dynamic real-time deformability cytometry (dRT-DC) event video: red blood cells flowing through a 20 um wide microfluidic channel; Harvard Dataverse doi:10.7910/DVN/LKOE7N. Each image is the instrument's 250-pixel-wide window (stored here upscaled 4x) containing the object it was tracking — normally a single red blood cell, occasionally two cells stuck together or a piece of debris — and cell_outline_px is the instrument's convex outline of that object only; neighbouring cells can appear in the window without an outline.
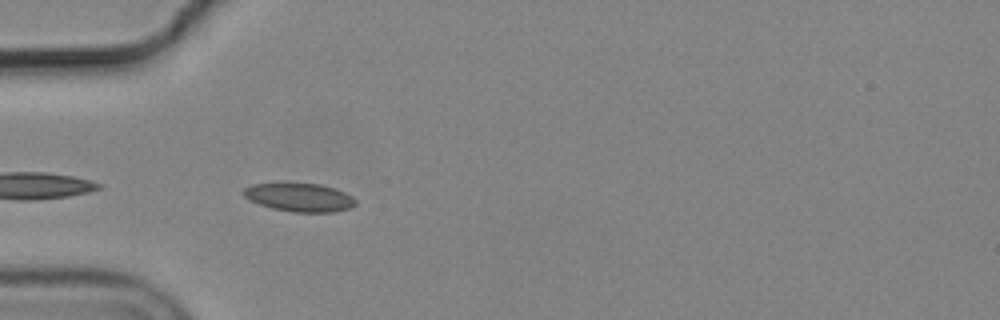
{"species": "common noctule bat (a hibernating species)", "species_latin": "Nyctalus noctula", "temperature_condition": "cold", "stored_images_in_passage": 36, "camera_frame_rate_fps": 3000, "um_per_image_px": 0.085, "animal": {"sex": "male", "body_mass_g": 19.2, "forearm_length_mm": 51.8}, "frame": {"image": 1, "passage_image": 1, "time_ms": 0.0, "image_size_px": [1000, 320], "cell_outline_px": [[356, 204], [348, 208], [332, 212], [292, 212], [272, 208], [260, 204], [244, 196], [244, 188], [252, 184], [280, 180], [320, 184], [344, 192], [352, 196], [356, 200]], "centroid_in_image_um": [25.41, 16.72], "position_along_channel_um": 59.6, "area_um2": 19.07}, "authors_computed_cell_mechanics": {"area_um2": 18.496, "velocity_mm_per_s": 3.6621, "shape_relaxation_time_tau1_ms": 4.0534, "shape_relaxation_time_tau2_ms": 6.3063, "deformation_change_tau1": 0.1126, "deformation_change_tau2": 0.1072}}